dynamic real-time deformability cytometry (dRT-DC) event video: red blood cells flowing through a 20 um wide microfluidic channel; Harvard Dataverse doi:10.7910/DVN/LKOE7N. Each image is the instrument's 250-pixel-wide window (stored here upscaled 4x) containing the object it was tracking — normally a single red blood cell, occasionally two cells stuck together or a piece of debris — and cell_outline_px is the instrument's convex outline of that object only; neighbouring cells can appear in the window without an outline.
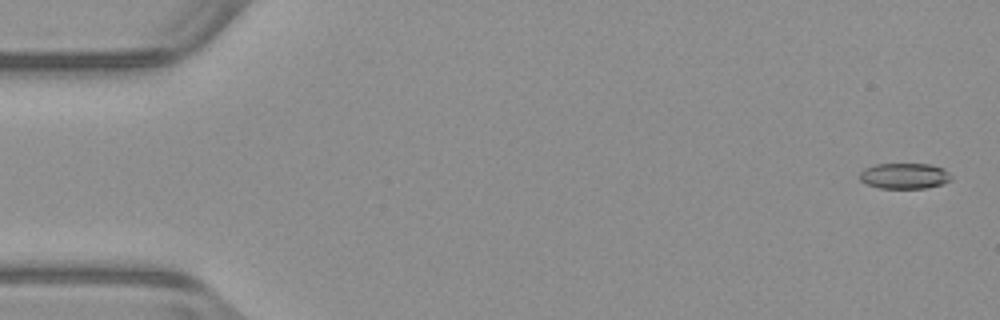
{"species": "common noctule bat (a hibernating species)", "species_latin": "Nyctalus noctula", "temperature_condition": "warm", "stored_images_in_passage": 53, "camera_frame_rate_fps": 3000, "um_per_image_px": 0.085, "animal": {"sex": "male", "body_mass_g": 23.1, "forearm_length_mm": 52.7}, "frame": {"image": 1, "passage_image": 2, "time_ms": 0.333, "image_size_px": [1000, 320], "cell_outline_px": [[952, 180], [944, 184], [924, 188], [880, 188], [868, 184], [860, 180], [860, 172], [864, 168], [876, 164], [928, 164], [944, 168], [952, 176]], "centroid_in_image_um": [76.91, 14.95], "position_along_channel_um": 8.1, "area_um2": 13.76}}
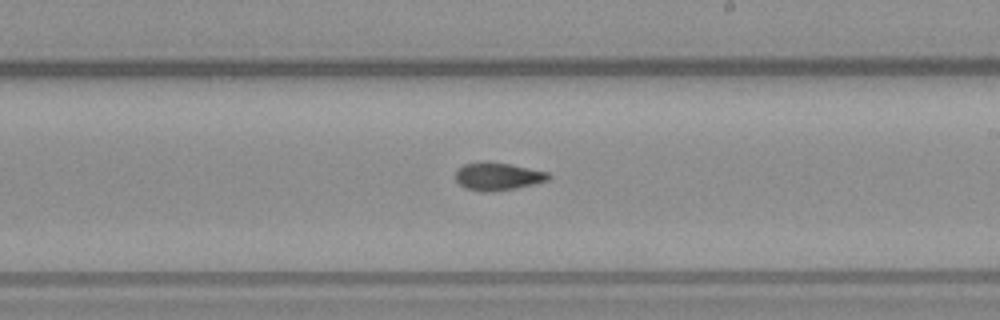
{"frame": {"image": 2, "passage_image": 31, "time_ms": 10.0, "image_size_px": [1000, 320], "cell_outline_px": [[552, 176], [548, 180], [516, 188], [496, 192], [480, 192], [464, 188], [456, 180], [456, 168], [464, 164], [484, 160], [512, 164], [548, 172]], "centroid_in_image_um": [42.28, 14.98], "position_along_channel_um": 246.7, "area_um2": 15.43}}
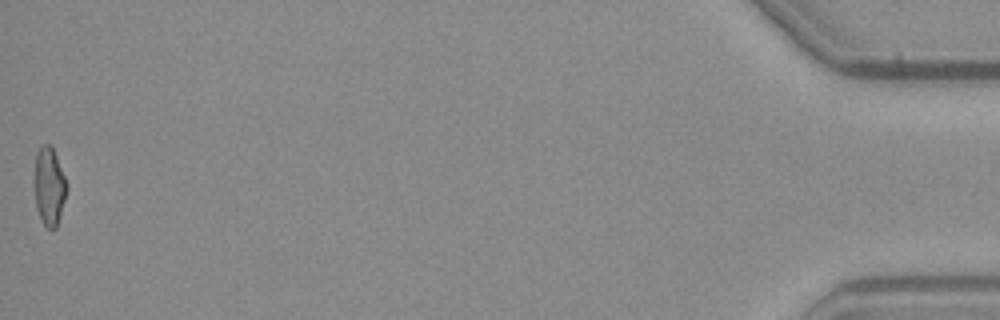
{"frame": {"image": 3, "passage_image": 53, "time_ms": 17.333, "image_size_px": [1000, 320], "cell_outline_px": [[68, 188], [56, 228], [48, 228], [44, 224], [36, 208], [32, 180], [36, 152], [40, 144], [48, 144], [52, 148], [56, 156], [68, 184]], "centroid_in_image_um": [4.14, 15.79], "position_along_channel_um": 431.1, "area_um2": 15.09}, "authors_computed_cell_mechanics": {"area_um2": 14.8546, "velocity_mm_per_s": 3.9651, "shape_relaxation_time_tau1_ms": 6.743, "shape_relaxation_time_tau2_ms": 5.398, "deformation_change_tau1": 0.1699, "deformation_change_tau2": 0.0936}}